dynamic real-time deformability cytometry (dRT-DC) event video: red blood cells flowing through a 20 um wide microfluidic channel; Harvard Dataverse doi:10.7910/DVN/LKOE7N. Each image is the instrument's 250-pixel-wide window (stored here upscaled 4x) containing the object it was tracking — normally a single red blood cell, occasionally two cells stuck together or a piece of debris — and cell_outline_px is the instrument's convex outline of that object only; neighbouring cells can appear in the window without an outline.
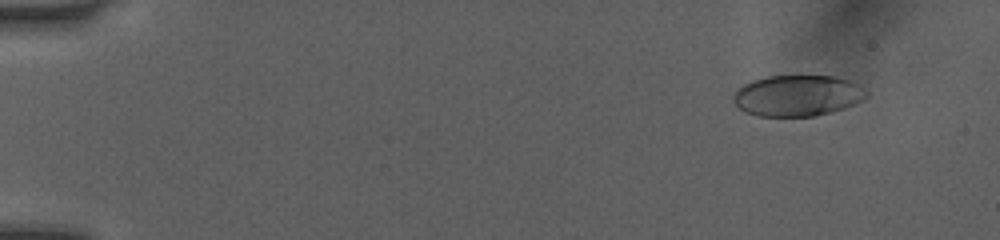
{"species": "human", "species_latin": "Homo sapiens", "temperature_condition": "room temperature", "stored_images_in_passage": 17, "camera_frame_rate_fps": 3000, "um_per_image_px": 0.085, "donor": {"sex": "female"}, "frame": {"image": 1, "passage_image": 3, "time_ms": 0.667, "image_size_px": [1000, 240], "cell_outline_px": [[868, 96], [844, 108], [812, 116], [756, 116], [744, 112], [732, 100], [732, 96], [744, 84], [752, 80], [768, 76], [832, 76], [852, 80], [860, 84], [868, 92]], "centroid_in_image_um": [67.79, 8.12], "position_along_channel_um": 17.2, "area_um2": 31.79}}
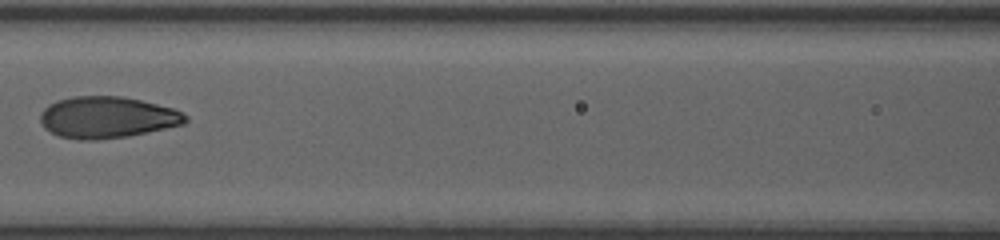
{"frame": {"image": 2, "passage_image": 9, "time_ms": 2.667, "image_size_px": [1000, 240], "cell_outline_px": [[188, 120], [184, 124], [128, 136], [96, 140], [80, 140], [60, 136], [44, 128], [40, 120], [40, 112], [48, 104], [56, 100], [72, 96], [120, 96], [140, 100], [172, 108], [188, 116]], "centroid_in_image_um": [9.07, 9.97], "position_along_channel_um": 157.5, "area_um2": 35.08}}
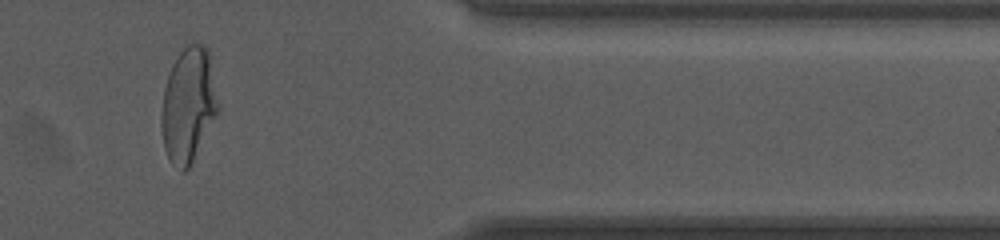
{"frame": {"image": 3, "passage_image": 15, "time_ms": 4.667, "image_size_px": [1000, 240], "cell_outline_px": [[220, 108], [188, 168], [184, 172], [180, 172], [172, 164], [164, 148], [160, 124], [160, 112], [164, 88], [172, 64], [180, 52], [188, 44], [204, 44], [208, 52], [220, 104]], "centroid_in_image_um": [15.99, 8.93], "position_along_channel_um": 395.4, "area_um2": 37.8}}